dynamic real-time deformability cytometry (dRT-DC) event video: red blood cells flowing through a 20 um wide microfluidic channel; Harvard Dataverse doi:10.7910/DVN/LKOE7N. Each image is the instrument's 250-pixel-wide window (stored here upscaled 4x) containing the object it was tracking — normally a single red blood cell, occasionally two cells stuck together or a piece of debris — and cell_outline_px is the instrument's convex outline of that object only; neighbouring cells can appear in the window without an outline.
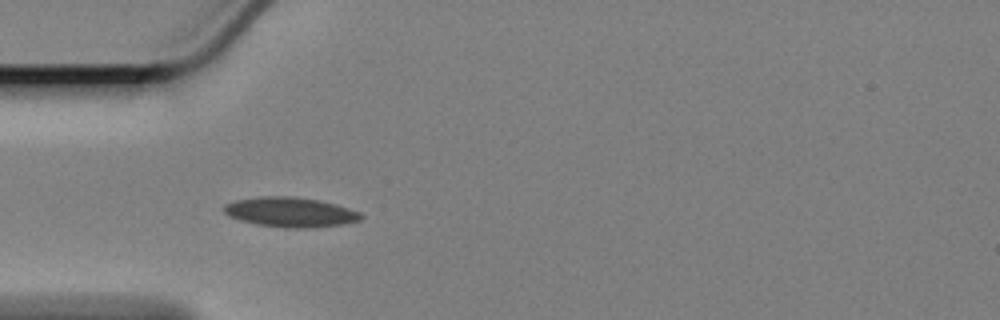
{"species": "Egyptian fruit bat (a non-hibernating species)", "species_latin": "Rousettus aegyptiacus", "temperature_condition": "cold", "stored_images_in_passage": 22, "camera_frame_rate_fps": 3000, "um_per_image_px": 0.085, "animal": {"sex": "female"}, "frame": {"image": 1, "passage_image": 15, "time_ms": 4.667, "image_size_px": [1000, 320], "cell_outline_px": [[364, 216], [360, 220], [344, 224], [312, 228], [284, 228], [256, 224], [240, 220], [228, 216], [224, 212], [224, 204], [236, 200], [260, 196], [292, 196], [320, 200], [336, 204], [360, 212]], "centroid_in_image_um": [24.69, 18.03], "position_along_channel_um": 60.3, "area_um2": 23.99}}
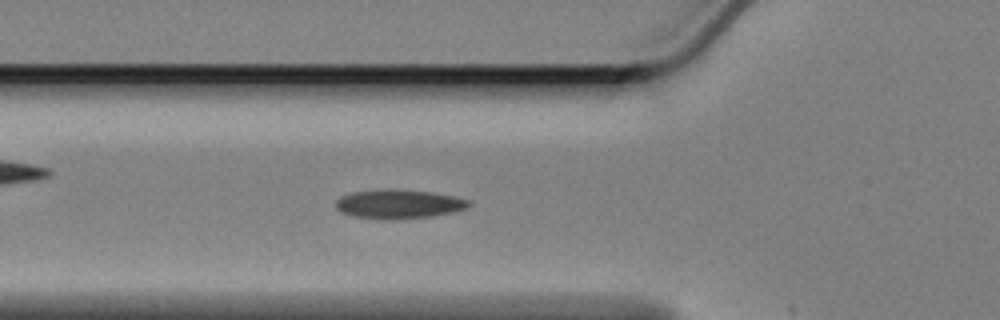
{"frame": {"image": 2, "passage_image": 18, "time_ms": 5.667, "image_size_px": [1000, 320], "cell_outline_px": [[472, 204], [468, 208], [456, 212], [432, 216], [400, 220], [376, 220], [352, 216], [340, 212], [336, 208], [336, 200], [340, 196], [352, 192], [388, 188], [392, 188], [432, 192], [456, 196], [468, 200]], "centroid_in_image_um": [33.9, 17.36], "position_along_channel_um": 91.9, "area_um2": 23.29}}
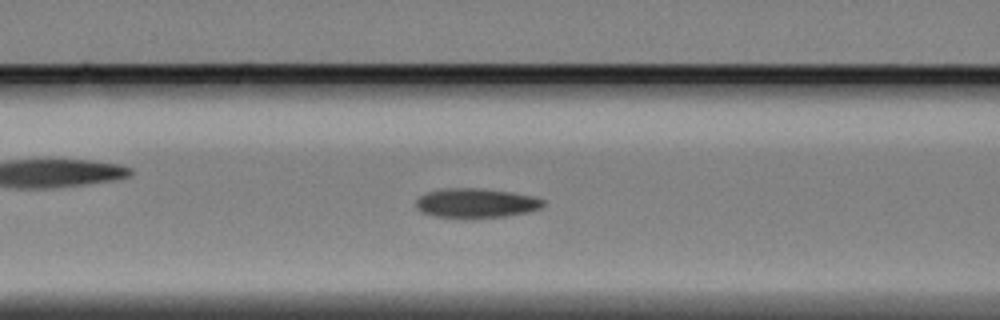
{"frame": {"image": 3, "passage_image": 21, "time_ms": 6.667, "image_size_px": [1000, 320], "cell_outline_px": [[544, 204], [540, 208], [528, 212], [508, 216], [472, 220], [464, 220], [432, 216], [420, 212], [416, 208], [416, 200], [420, 196], [428, 192], [444, 188], [480, 188], [512, 192], [536, 196], [544, 200]], "centroid_in_image_um": [40.45, 17.3], "position_along_channel_um": 126.2, "area_um2": 22.72}}